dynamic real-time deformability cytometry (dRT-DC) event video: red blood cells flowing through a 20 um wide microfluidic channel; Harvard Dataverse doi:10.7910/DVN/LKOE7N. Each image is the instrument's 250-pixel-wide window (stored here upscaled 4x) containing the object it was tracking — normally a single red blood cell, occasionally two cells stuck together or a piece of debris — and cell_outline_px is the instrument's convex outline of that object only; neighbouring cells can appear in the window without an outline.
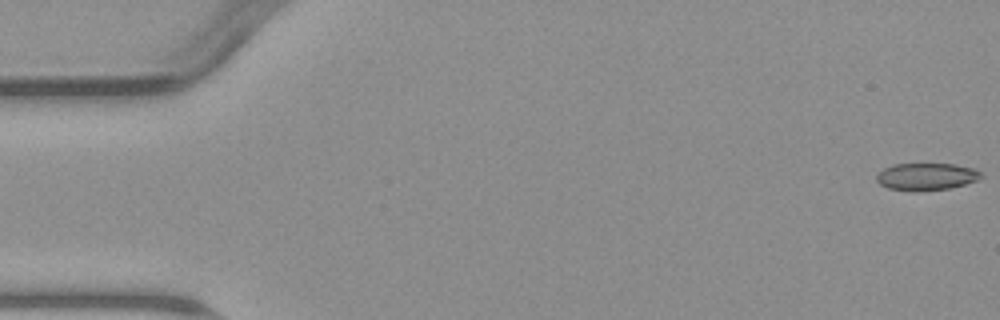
{"species": "common noctule bat (a hibernating species)", "species_latin": "Nyctalus noctula", "temperature_condition": "warm", "stored_images_in_passage": 5, "segment_of_instrument_passage": [2, 2], "camera_frame_rate_fps": 3000, "um_per_image_px": 0.085, "animal": {"sex": "male", "body_mass_g": 23.1, "forearm_length_mm": 52.7}, "frame": {"image": 1, "passage_image": 5, "time_ms": 6.333, "image_size_px": [1000, 320], "cell_outline_px": [[984, 176], [976, 180], [964, 184], [948, 188], [888, 188], [880, 184], [876, 180], [876, 176], [884, 168], [892, 164], [956, 164], [976, 168]], "centroid_in_image_um": [78.79, 14.95], "position_along_channel_um": 6.2, "area_um2": 15.78}}